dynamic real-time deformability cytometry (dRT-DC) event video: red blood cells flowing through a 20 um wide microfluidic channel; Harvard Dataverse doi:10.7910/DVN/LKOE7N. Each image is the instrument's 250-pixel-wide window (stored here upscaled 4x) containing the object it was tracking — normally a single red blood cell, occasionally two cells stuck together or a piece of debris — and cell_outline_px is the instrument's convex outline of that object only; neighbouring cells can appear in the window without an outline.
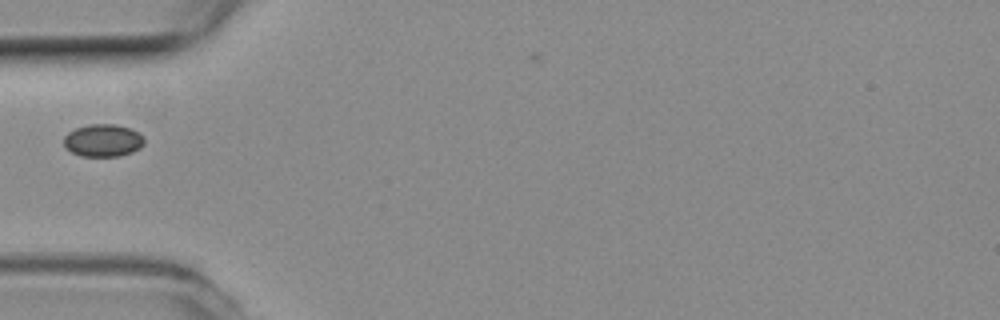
{"species": "common noctule bat (a hibernating species)", "species_latin": "Nyctalus noctula", "temperature_condition": "room temperature", "stored_images_in_passage": 5, "camera_frame_rate_fps": 3000, "um_per_image_px": 0.085, "animal": {"sex": "female", "body_mass_g": 19.3, "forearm_length_mm": 54.1}, "frame": {"image": 1, "passage_image": 4, "time_ms": 1.0, "image_size_px": [1000, 320], "cell_outline_px": [[144, 144], [140, 148], [132, 152], [120, 156], [80, 156], [64, 148], [64, 136], [68, 132], [76, 128], [88, 124], [116, 124], [132, 128], [144, 136]], "centroid_in_image_um": [8.77, 11.93], "position_along_channel_um": 76.2, "area_um2": 15.49}}
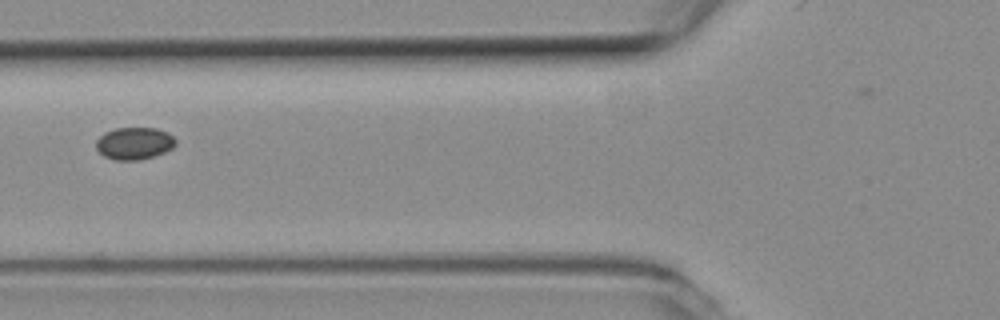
{"frame": {"image": 2, "passage_image": 5, "time_ms": 1.333, "image_size_px": [1000, 320], "cell_outline_px": [[176, 144], [172, 148], [164, 152], [140, 160], [116, 160], [104, 156], [96, 148], [96, 140], [104, 132], [116, 128], [156, 128], [168, 132], [176, 140]], "centroid_in_image_um": [11.41, 12.18], "position_along_channel_um": 114.4, "area_um2": 14.91}}